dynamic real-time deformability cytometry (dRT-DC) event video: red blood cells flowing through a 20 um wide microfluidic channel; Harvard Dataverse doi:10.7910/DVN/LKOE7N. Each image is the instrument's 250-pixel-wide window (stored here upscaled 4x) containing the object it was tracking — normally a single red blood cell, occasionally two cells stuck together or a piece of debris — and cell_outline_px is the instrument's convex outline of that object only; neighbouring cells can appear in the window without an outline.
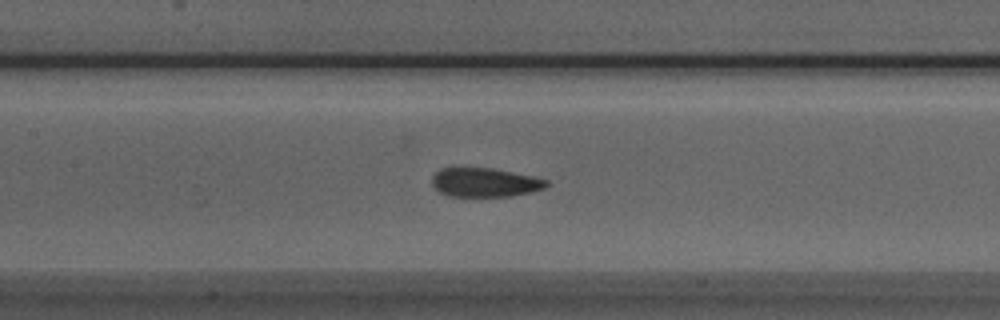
{"species": "Egyptian fruit bat (a non-hibernating species)", "species_latin": "Rousettus aegyptiacus", "temperature_condition": "room temperature", "stored_images_in_passage": 47, "camera_frame_rate_fps": 3000, "um_per_image_px": 0.085, "animal": {"sex": "male"}, "frame": {"image": 1, "passage_image": 18, "time_ms": 5.667, "image_size_px": [1000, 320], "cell_outline_px": [[548, 184], [544, 188], [528, 192], [508, 196], [448, 196], [440, 192], [432, 184], [432, 176], [440, 168], [492, 168], [536, 176], [548, 180]], "centroid_in_image_um": [41.21, 15.49], "position_along_channel_um": 166.2, "area_um2": 19.25}}
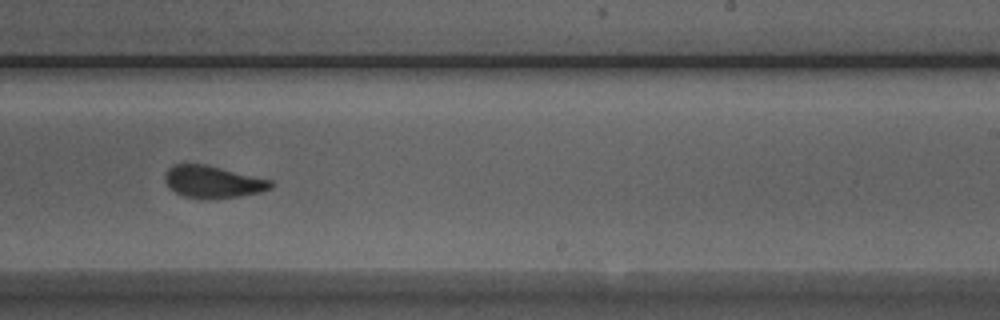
{"frame": {"image": 2, "passage_image": 26, "time_ms": 8.333, "image_size_px": [1000, 320], "cell_outline_px": [[272, 188], [260, 192], [240, 196], [184, 196], [168, 188], [164, 180], [164, 176], [168, 168], [172, 164], [204, 164], [272, 180]], "centroid_in_image_um": [18.06, 15.41], "position_along_channel_um": 270.9, "area_um2": 19.13}}
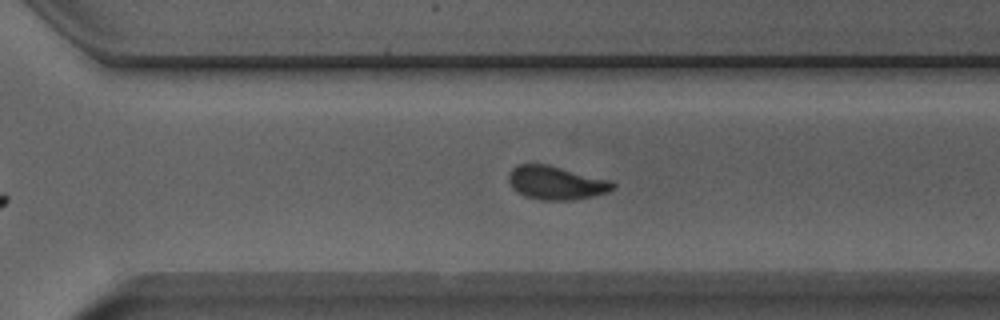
{"frame": {"image": 3, "passage_image": 30, "time_ms": 9.667, "image_size_px": [1000, 320], "cell_outline_px": [[616, 188], [608, 192], [592, 196], [572, 200], [540, 200], [524, 196], [516, 192], [512, 188], [508, 180], [508, 172], [516, 164], [548, 164], [612, 180], [616, 184]], "centroid_in_image_um": [47.26, 15.53], "position_along_channel_um": 323.3, "area_um2": 20.75}, "authors_computed_cell_mechanics": {"area_um2": 20.519, "velocity_mm_per_s": 3.9441, "shape_relaxation_time_tau1_ms": 4.0662, "shape_relaxation_time_tau2_ms": 1.0983, "deformation_change_tau1": 0.1375, "deformation_change_tau2": 0.0544}}